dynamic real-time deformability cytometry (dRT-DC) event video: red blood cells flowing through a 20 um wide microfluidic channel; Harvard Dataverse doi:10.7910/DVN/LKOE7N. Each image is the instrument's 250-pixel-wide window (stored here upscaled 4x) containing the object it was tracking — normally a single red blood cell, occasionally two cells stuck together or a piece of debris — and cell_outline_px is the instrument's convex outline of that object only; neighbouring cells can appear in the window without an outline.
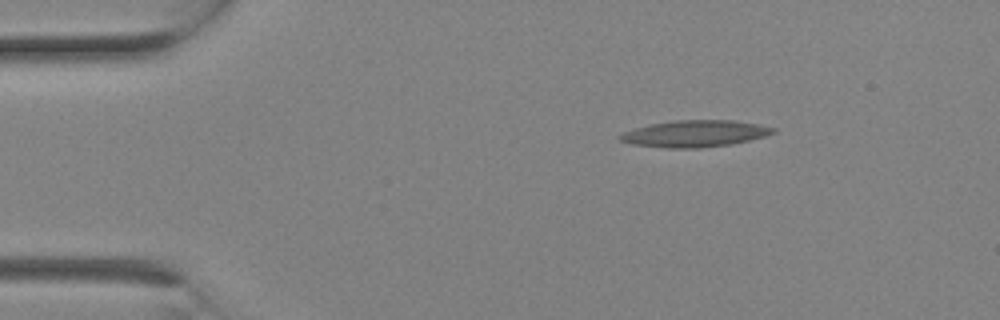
{"species": "Egyptian fruit bat (a non-hibernating species)", "species_latin": "Rousettus aegyptiacus", "temperature_condition": "room temperature", "stored_images_in_passage": 4, "segment_of_instrument_passage": [2, 2], "camera_frame_rate_fps": 3000, "um_per_image_px": 0.085, "animal": {"sex": "female"}, "frame": {"image": 1, "passage_image": 4, "time_ms": 1.0, "image_size_px": [1000, 320], "cell_outline_px": [[776, 132], [764, 136], [748, 140], [728, 144], [700, 148], [668, 148], [632, 144], [620, 140], [616, 136], [624, 132], [636, 128], [652, 124], [676, 120], [736, 120], [760, 124], [776, 128]], "centroid_in_image_um": [59.08, 11.35], "position_along_channel_um": 25.9, "area_um2": 23.64}}